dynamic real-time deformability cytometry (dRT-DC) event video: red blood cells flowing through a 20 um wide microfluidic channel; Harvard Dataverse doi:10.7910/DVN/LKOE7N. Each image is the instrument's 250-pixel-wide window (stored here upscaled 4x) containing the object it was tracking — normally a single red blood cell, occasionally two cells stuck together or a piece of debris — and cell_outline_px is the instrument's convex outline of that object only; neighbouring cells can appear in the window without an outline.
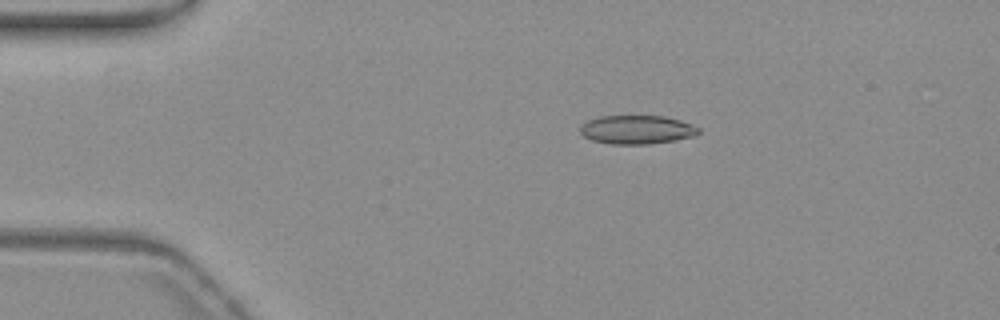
{"species": "common noctule bat (a hibernating species)", "species_latin": "Nyctalus noctula", "temperature_condition": "warm", "stored_images_in_passage": 29, "camera_frame_rate_fps": 3000, "um_per_image_px": 0.085, "animal": {"sex": "female", "body_mass_g": 19.3, "forearm_length_mm": 54.1}, "frame": {"image": 1, "passage_image": 1, "time_ms": 0.0, "image_size_px": [1000, 320], "cell_outline_px": [[700, 132], [696, 136], [676, 140], [648, 144], [612, 144], [592, 140], [584, 136], [580, 132], [580, 128], [588, 120], [600, 116], [664, 116], [680, 120], [692, 124], [700, 128]], "centroid_in_image_um": [54.18, 11.02], "position_along_channel_um": 30.8, "area_um2": 19.83}}
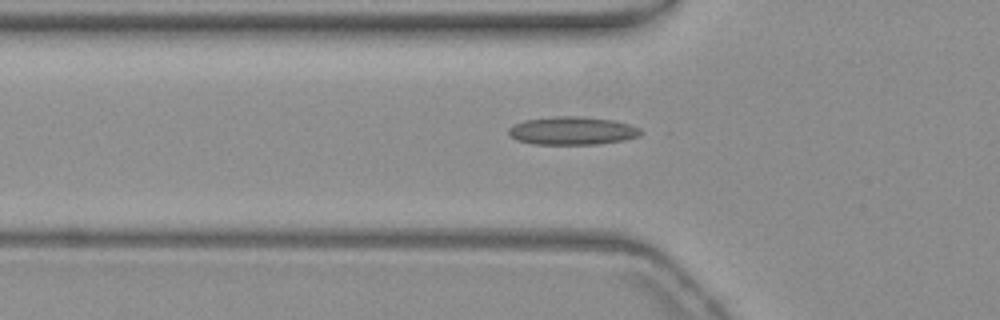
{"frame": {"image": 2, "passage_image": 9, "time_ms": 2.667, "image_size_px": [1000, 320], "cell_outline_px": [[644, 132], [640, 136], [624, 140], [596, 144], [532, 144], [516, 140], [508, 132], [508, 128], [512, 124], [524, 120], [552, 116], [584, 116], [616, 120], [640, 128]], "centroid_in_image_um": [48.65, 11.1], "position_along_channel_um": 77.1, "area_um2": 21.96}}
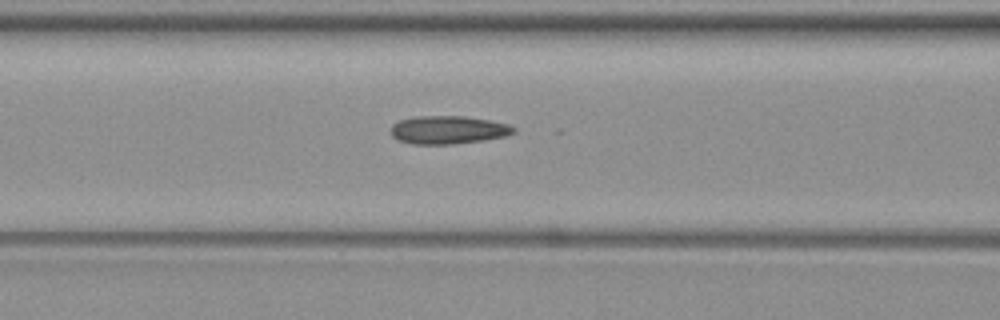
{"frame": {"image": 3, "passage_image": 13, "time_ms": 4.0, "image_size_px": [1000, 320], "cell_outline_px": [[516, 132], [504, 136], [484, 140], [452, 144], [412, 144], [396, 140], [392, 136], [392, 124], [400, 120], [416, 116], [464, 116], [488, 120], [508, 124], [516, 128]], "centroid_in_image_um": [38.08, 11.04], "position_along_channel_um": 128.5, "area_um2": 20.11}}